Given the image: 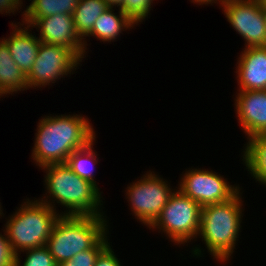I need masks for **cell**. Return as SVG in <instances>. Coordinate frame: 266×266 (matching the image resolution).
Wrapping results in <instances>:
<instances>
[{
	"label": "cell",
	"mask_w": 266,
	"mask_h": 266,
	"mask_svg": "<svg viewBox=\"0 0 266 266\" xmlns=\"http://www.w3.org/2000/svg\"><path fill=\"white\" fill-rule=\"evenodd\" d=\"M37 126L32 158L40 168L66 163L73 151L96 138L92 124L82 115L45 116Z\"/></svg>",
	"instance_id": "6da1fadb"
},
{
	"label": "cell",
	"mask_w": 266,
	"mask_h": 266,
	"mask_svg": "<svg viewBox=\"0 0 266 266\" xmlns=\"http://www.w3.org/2000/svg\"><path fill=\"white\" fill-rule=\"evenodd\" d=\"M46 170L45 184L51 200L41 198V202L55 208L52 203L65 206L62 215L103 216L100 212L102 199L99 188L91 182L80 178L66 163L48 164L41 167ZM44 199V200H43ZM55 199V200H53ZM101 199V200H100ZM48 200V201H47Z\"/></svg>",
	"instance_id": "7a4b0ae2"
},
{
	"label": "cell",
	"mask_w": 266,
	"mask_h": 266,
	"mask_svg": "<svg viewBox=\"0 0 266 266\" xmlns=\"http://www.w3.org/2000/svg\"><path fill=\"white\" fill-rule=\"evenodd\" d=\"M240 191L227 202L202 207L198 236L217 261L229 260L234 252L242 222Z\"/></svg>",
	"instance_id": "3957f363"
},
{
	"label": "cell",
	"mask_w": 266,
	"mask_h": 266,
	"mask_svg": "<svg viewBox=\"0 0 266 266\" xmlns=\"http://www.w3.org/2000/svg\"><path fill=\"white\" fill-rule=\"evenodd\" d=\"M105 216L61 215L55 222L46 247L57 264L92 248L106 233Z\"/></svg>",
	"instance_id": "277c9868"
},
{
	"label": "cell",
	"mask_w": 266,
	"mask_h": 266,
	"mask_svg": "<svg viewBox=\"0 0 266 266\" xmlns=\"http://www.w3.org/2000/svg\"><path fill=\"white\" fill-rule=\"evenodd\" d=\"M62 215L48 204L29 200L10 216L5 229L15 254L25 250L46 246L55 222ZM21 251V252H20Z\"/></svg>",
	"instance_id": "5b68a950"
},
{
	"label": "cell",
	"mask_w": 266,
	"mask_h": 266,
	"mask_svg": "<svg viewBox=\"0 0 266 266\" xmlns=\"http://www.w3.org/2000/svg\"><path fill=\"white\" fill-rule=\"evenodd\" d=\"M202 207L179 189L173 191L160 215L149 229L164 232L177 245L198 236Z\"/></svg>",
	"instance_id": "8992f818"
},
{
	"label": "cell",
	"mask_w": 266,
	"mask_h": 266,
	"mask_svg": "<svg viewBox=\"0 0 266 266\" xmlns=\"http://www.w3.org/2000/svg\"><path fill=\"white\" fill-rule=\"evenodd\" d=\"M166 183L150 171L127 188L126 195L132 212L147 227L155 222L174 191Z\"/></svg>",
	"instance_id": "52a82bcc"
},
{
	"label": "cell",
	"mask_w": 266,
	"mask_h": 266,
	"mask_svg": "<svg viewBox=\"0 0 266 266\" xmlns=\"http://www.w3.org/2000/svg\"><path fill=\"white\" fill-rule=\"evenodd\" d=\"M80 62L82 60L71 49L41 42L35 62L26 75L28 88L55 83L71 74Z\"/></svg>",
	"instance_id": "ba28073f"
},
{
	"label": "cell",
	"mask_w": 266,
	"mask_h": 266,
	"mask_svg": "<svg viewBox=\"0 0 266 266\" xmlns=\"http://www.w3.org/2000/svg\"><path fill=\"white\" fill-rule=\"evenodd\" d=\"M182 176L177 189L201 207L227 202L240 191L239 187L229 185L223 176L212 170L190 169Z\"/></svg>",
	"instance_id": "9c48e42d"
},
{
	"label": "cell",
	"mask_w": 266,
	"mask_h": 266,
	"mask_svg": "<svg viewBox=\"0 0 266 266\" xmlns=\"http://www.w3.org/2000/svg\"><path fill=\"white\" fill-rule=\"evenodd\" d=\"M234 30L244 38L245 48L266 47V12L255 0L231 1L221 5Z\"/></svg>",
	"instance_id": "30bf717a"
},
{
	"label": "cell",
	"mask_w": 266,
	"mask_h": 266,
	"mask_svg": "<svg viewBox=\"0 0 266 266\" xmlns=\"http://www.w3.org/2000/svg\"><path fill=\"white\" fill-rule=\"evenodd\" d=\"M31 27L38 28L41 42L71 49L81 60L86 54L84 41L77 34L73 15L56 14L42 17Z\"/></svg>",
	"instance_id": "8fae6325"
},
{
	"label": "cell",
	"mask_w": 266,
	"mask_h": 266,
	"mask_svg": "<svg viewBox=\"0 0 266 266\" xmlns=\"http://www.w3.org/2000/svg\"><path fill=\"white\" fill-rule=\"evenodd\" d=\"M236 114L247 138L266 134V90L239 91Z\"/></svg>",
	"instance_id": "7c38bea8"
},
{
	"label": "cell",
	"mask_w": 266,
	"mask_h": 266,
	"mask_svg": "<svg viewBox=\"0 0 266 266\" xmlns=\"http://www.w3.org/2000/svg\"><path fill=\"white\" fill-rule=\"evenodd\" d=\"M237 64L238 91L266 90V47L244 48Z\"/></svg>",
	"instance_id": "4fadbf2b"
},
{
	"label": "cell",
	"mask_w": 266,
	"mask_h": 266,
	"mask_svg": "<svg viewBox=\"0 0 266 266\" xmlns=\"http://www.w3.org/2000/svg\"><path fill=\"white\" fill-rule=\"evenodd\" d=\"M11 26L14 29L11 36L3 40L8 46L12 59L19 69L27 75L35 62L41 41L30 33L28 25L21 28V26L18 27L16 23L13 24L12 22Z\"/></svg>",
	"instance_id": "5bb4252c"
},
{
	"label": "cell",
	"mask_w": 266,
	"mask_h": 266,
	"mask_svg": "<svg viewBox=\"0 0 266 266\" xmlns=\"http://www.w3.org/2000/svg\"><path fill=\"white\" fill-rule=\"evenodd\" d=\"M28 89L27 79L9 52L6 42L0 40V97Z\"/></svg>",
	"instance_id": "9a60e30c"
},
{
	"label": "cell",
	"mask_w": 266,
	"mask_h": 266,
	"mask_svg": "<svg viewBox=\"0 0 266 266\" xmlns=\"http://www.w3.org/2000/svg\"><path fill=\"white\" fill-rule=\"evenodd\" d=\"M113 11V7H109L99 16L88 37L94 36L102 42L108 41L109 43L114 41L122 30L125 31L135 26L120 9L118 11L119 15H116Z\"/></svg>",
	"instance_id": "2e32d148"
},
{
	"label": "cell",
	"mask_w": 266,
	"mask_h": 266,
	"mask_svg": "<svg viewBox=\"0 0 266 266\" xmlns=\"http://www.w3.org/2000/svg\"><path fill=\"white\" fill-rule=\"evenodd\" d=\"M79 0H33L23 12L22 24L31 27L42 17L54 16L56 14L73 15Z\"/></svg>",
	"instance_id": "e0dca14e"
},
{
	"label": "cell",
	"mask_w": 266,
	"mask_h": 266,
	"mask_svg": "<svg viewBox=\"0 0 266 266\" xmlns=\"http://www.w3.org/2000/svg\"><path fill=\"white\" fill-rule=\"evenodd\" d=\"M248 140L242 160L256 182L266 186V134Z\"/></svg>",
	"instance_id": "ac0fdd59"
},
{
	"label": "cell",
	"mask_w": 266,
	"mask_h": 266,
	"mask_svg": "<svg viewBox=\"0 0 266 266\" xmlns=\"http://www.w3.org/2000/svg\"><path fill=\"white\" fill-rule=\"evenodd\" d=\"M108 8L104 0H79L74 9L73 18L77 34L84 41V50L88 45L84 37L91 33L95 21Z\"/></svg>",
	"instance_id": "d6986e66"
},
{
	"label": "cell",
	"mask_w": 266,
	"mask_h": 266,
	"mask_svg": "<svg viewBox=\"0 0 266 266\" xmlns=\"http://www.w3.org/2000/svg\"><path fill=\"white\" fill-rule=\"evenodd\" d=\"M94 141L95 138L90 141L84 148L73 151L69 155L66 164L80 178L91 182L98 188L93 173L94 164L96 165V163L98 162L97 154L92 150Z\"/></svg>",
	"instance_id": "ffe728a7"
},
{
	"label": "cell",
	"mask_w": 266,
	"mask_h": 266,
	"mask_svg": "<svg viewBox=\"0 0 266 266\" xmlns=\"http://www.w3.org/2000/svg\"><path fill=\"white\" fill-rule=\"evenodd\" d=\"M107 233L90 249L76 254L71 260L57 266H94L100 252L109 244Z\"/></svg>",
	"instance_id": "44dd1931"
},
{
	"label": "cell",
	"mask_w": 266,
	"mask_h": 266,
	"mask_svg": "<svg viewBox=\"0 0 266 266\" xmlns=\"http://www.w3.org/2000/svg\"><path fill=\"white\" fill-rule=\"evenodd\" d=\"M26 258L21 264L19 253L16 254L15 266H57L54 258L46 246L25 250Z\"/></svg>",
	"instance_id": "7402d4cb"
},
{
	"label": "cell",
	"mask_w": 266,
	"mask_h": 266,
	"mask_svg": "<svg viewBox=\"0 0 266 266\" xmlns=\"http://www.w3.org/2000/svg\"><path fill=\"white\" fill-rule=\"evenodd\" d=\"M154 0H123L120 9L134 24L142 22L150 13Z\"/></svg>",
	"instance_id": "603a6c76"
},
{
	"label": "cell",
	"mask_w": 266,
	"mask_h": 266,
	"mask_svg": "<svg viewBox=\"0 0 266 266\" xmlns=\"http://www.w3.org/2000/svg\"><path fill=\"white\" fill-rule=\"evenodd\" d=\"M16 254L12 249L6 232L0 234V266H15Z\"/></svg>",
	"instance_id": "cb8c5ba5"
},
{
	"label": "cell",
	"mask_w": 266,
	"mask_h": 266,
	"mask_svg": "<svg viewBox=\"0 0 266 266\" xmlns=\"http://www.w3.org/2000/svg\"><path fill=\"white\" fill-rule=\"evenodd\" d=\"M108 244L98 255L94 266H122Z\"/></svg>",
	"instance_id": "d4e9b609"
},
{
	"label": "cell",
	"mask_w": 266,
	"mask_h": 266,
	"mask_svg": "<svg viewBox=\"0 0 266 266\" xmlns=\"http://www.w3.org/2000/svg\"><path fill=\"white\" fill-rule=\"evenodd\" d=\"M33 1V0H32ZM23 2L21 0H0V13L4 14L5 13H10L18 11L19 7L21 9V5Z\"/></svg>",
	"instance_id": "484cf974"
},
{
	"label": "cell",
	"mask_w": 266,
	"mask_h": 266,
	"mask_svg": "<svg viewBox=\"0 0 266 266\" xmlns=\"http://www.w3.org/2000/svg\"><path fill=\"white\" fill-rule=\"evenodd\" d=\"M104 1L108 4L109 7H113V8L114 6L116 7V5L117 7L119 6L120 8L123 4V0H104Z\"/></svg>",
	"instance_id": "4316f807"
},
{
	"label": "cell",
	"mask_w": 266,
	"mask_h": 266,
	"mask_svg": "<svg viewBox=\"0 0 266 266\" xmlns=\"http://www.w3.org/2000/svg\"><path fill=\"white\" fill-rule=\"evenodd\" d=\"M192 2H193V3H197L198 5H199V4H200V5H201V4H202V5H203V4H205V5H206V4H207V5H208V4H211V5H212L213 0H192Z\"/></svg>",
	"instance_id": "83f0119b"
},
{
	"label": "cell",
	"mask_w": 266,
	"mask_h": 266,
	"mask_svg": "<svg viewBox=\"0 0 266 266\" xmlns=\"http://www.w3.org/2000/svg\"><path fill=\"white\" fill-rule=\"evenodd\" d=\"M217 1H219L218 3L222 5L224 3L231 2V1H244V0H213V3H217Z\"/></svg>",
	"instance_id": "f1b7e54d"
},
{
	"label": "cell",
	"mask_w": 266,
	"mask_h": 266,
	"mask_svg": "<svg viewBox=\"0 0 266 266\" xmlns=\"http://www.w3.org/2000/svg\"><path fill=\"white\" fill-rule=\"evenodd\" d=\"M263 9H266V0H255Z\"/></svg>",
	"instance_id": "f546056e"
},
{
	"label": "cell",
	"mask_w": 266,
	"mask_h": 266,
	"mask_svg": "<svg viewBox=\"0 0 266 266\" xmlns=\"http://www.w3.org/2000/svg\"><path fill=\"white\" fill-rule=\"evenodd\" d=\"M1 208H2V207H1V203H0V216H2V214H3Z\"/></svg>",
	"instance_id": "4dcf8cb0"
}]
</instances>
